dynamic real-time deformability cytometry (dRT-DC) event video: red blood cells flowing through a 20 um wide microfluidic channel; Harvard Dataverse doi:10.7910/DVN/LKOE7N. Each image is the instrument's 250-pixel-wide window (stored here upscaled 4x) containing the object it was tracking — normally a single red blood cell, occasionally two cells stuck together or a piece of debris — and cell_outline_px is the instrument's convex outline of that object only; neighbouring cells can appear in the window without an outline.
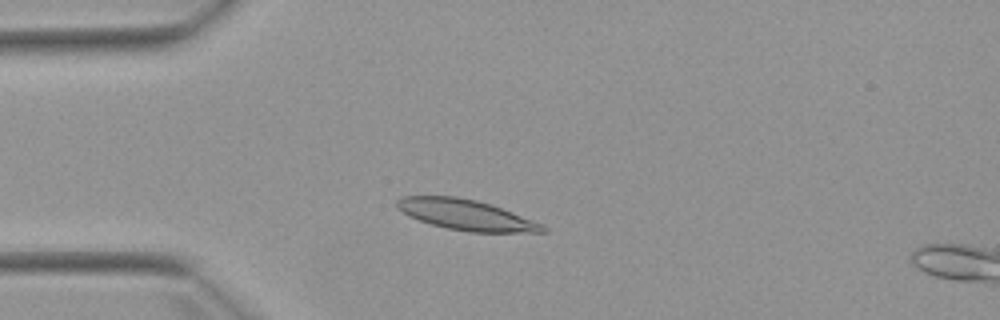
{"species": "Egyptian fruit bat (a non-hibernating species)", "species_latin": "Rousettus aegyptiacus", "temperature_condition": "warm", "stored_images_in_passage": 3, "camera_frame_rate_fps": 3000, "um_per_image_px": 0.085, "animal": {"sex": "female"}, "frame": {"image": 1, "passage_image": 2, "time_ms": 2.0, "image_size_px": [1000, 320], "cell_outline_px": [[548, 232], [468, 232], [448, 228], [432, 224], [408, 216], [396, 208], [396, 200], [400, 196], [456, 196], [476, 200], [492, 204], [544, 224], [548, 228]], "centroid_in_image_um": [39.63, 18.26], "position_along_channel_um": 45.4, "area_um2": 26.07}}